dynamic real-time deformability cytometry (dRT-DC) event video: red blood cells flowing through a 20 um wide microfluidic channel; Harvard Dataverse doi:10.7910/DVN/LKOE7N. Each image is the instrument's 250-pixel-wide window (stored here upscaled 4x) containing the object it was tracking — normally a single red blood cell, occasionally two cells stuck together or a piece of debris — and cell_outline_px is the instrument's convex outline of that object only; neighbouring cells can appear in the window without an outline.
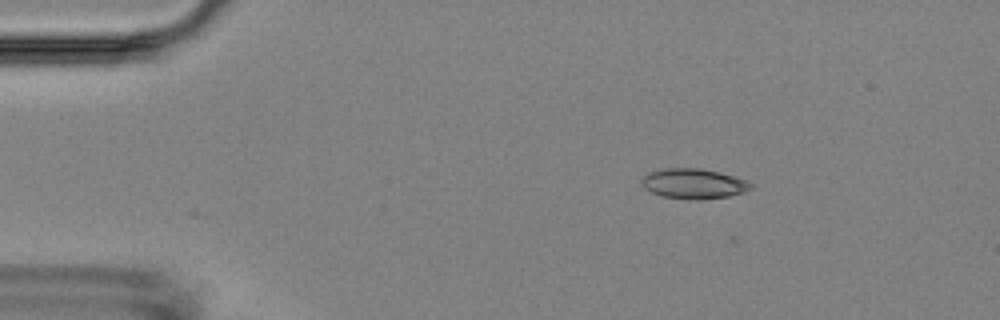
{"species": "Egyptian fruit bat (a non-hibernating species)", "species_latin": "Rousettus aegyptiacus", "temperature_condition": "room temperature", "stored_images_in_passage": 7, "camera_frame_rate_fps": 3000, "um_per_image_px": 0.085, "animal": {"sex": "female"}, "frame": {"image": 1, "passage_image": 4, "time_ms": 3.667, "image_size_px": [1000, 320], "cell_outline_px": [[752, 188], [744, 192], [728, 196], [700, 200], [688, 200], [664, 196], [652, 192], [644, 188], [640, 180], [648, 172], [664, 168], [700, 168], [720, 172], [736, 176], [748, 180], [752, 184]], "centroid_in_image_um": [58.98, 15.61], "position_along_channel_um": 26.0, "area_um2": 19.36}}